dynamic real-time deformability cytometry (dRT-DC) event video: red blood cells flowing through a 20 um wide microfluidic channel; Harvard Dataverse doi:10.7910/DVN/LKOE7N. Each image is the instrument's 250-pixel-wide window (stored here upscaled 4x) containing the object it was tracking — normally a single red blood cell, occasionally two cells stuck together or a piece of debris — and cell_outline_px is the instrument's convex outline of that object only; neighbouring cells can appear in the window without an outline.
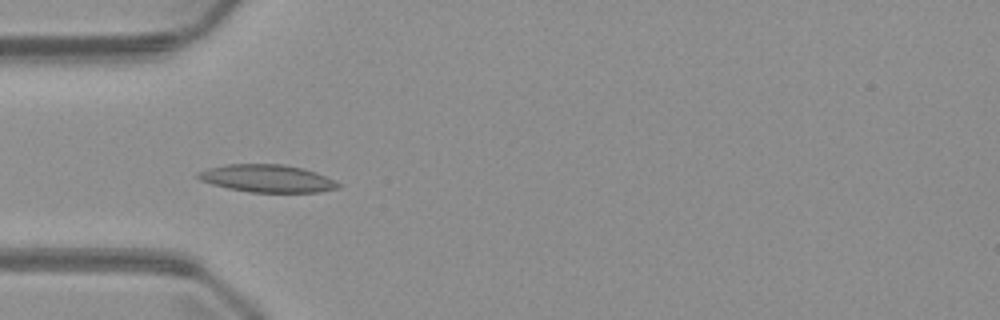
{"species": "common noctule bat (a hibernating species)", "species_latin": "Nyctalus noctula", "temperature_condition": "warm", "stored_images_in_passage": 6, "camera_frame_rate_fps": 3000, "um_per_image_px": 0.085, "animal": {"sex": "male", "body_mass_g": 23.1, "forearm_length_mm": 52.7}, "frame": {"image": 1, "passage_image": 4, "time_ms": 4.333, "image_size_px": [1000, 320], "cell_outline_px": [[340, 188], [320, 192], [248, 192], [228, 188], [212, 184], [200, 180], [196, 176], [196, 172], [208, 168], [228, 164], [284, 164], [304, 168], [316, 172], [336, 180], [340, 184]], "centroid_in_image_um": [22.73, 15.16], "position_along_channel_um": 62.3, "area_um2": 22.72}}
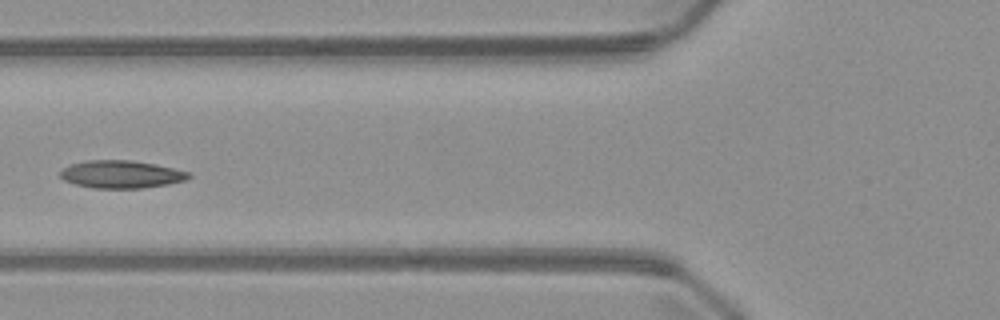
{"frame": {"image": 2, "passage_image": 5, "time_ms": 5.667, "image_size_px": [1000, 320], "cell_outline_px": [[192, 176], [184, 180], [168, 184], [140, 188], [92, 188], [76, 184], [64, 180], [60, 176], [60, 172], [64, 168], [72, 164], [88, 160], [132, 160], [156, 164], [192, 172]], "centroid_in_image_um": [10.34, 14.81], "position_along_channel_um": 115.5, "area_um2": 20.69}}
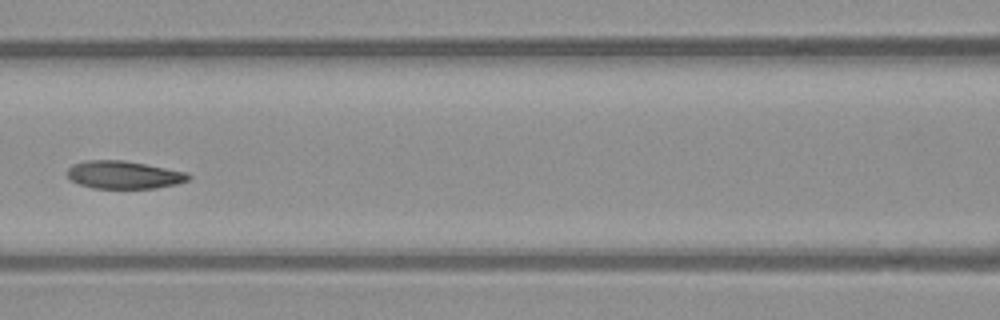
{"frame": {"image": 3, "passage_image": 6, "time_ms": 6.667, "image_size_px": [1000, 320], "cell_outline_px": [[192, 176], [188, 180], [176, 184], [156, 188], [92, 188], [80, 184], [72, 180], [68, 176], [68, 168], [72, 164], [84, 160], [124, 160], [188, 172]], "centroid_in_image_um": [10.54, 14.85], "position_along_channel_um": 156.1, "area_um2": 19.65}}